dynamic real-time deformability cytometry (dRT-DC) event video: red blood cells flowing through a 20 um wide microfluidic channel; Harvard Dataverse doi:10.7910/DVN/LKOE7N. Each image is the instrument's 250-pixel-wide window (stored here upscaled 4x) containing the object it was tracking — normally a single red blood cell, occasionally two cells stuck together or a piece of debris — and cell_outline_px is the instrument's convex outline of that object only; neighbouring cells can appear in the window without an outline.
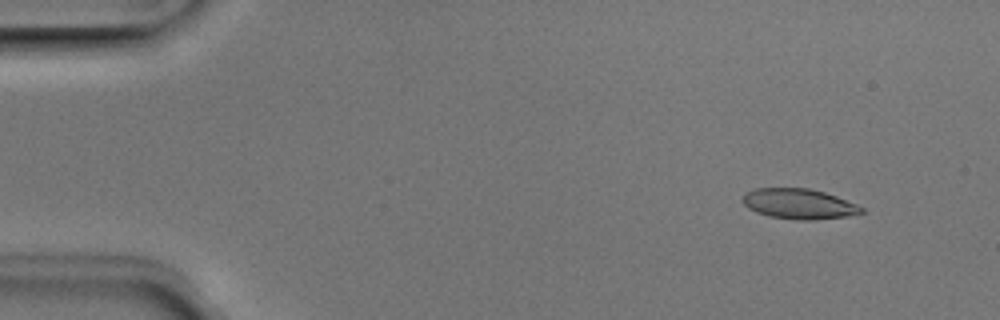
{"species": "Egyptian fruit bat (a non-hibernating species)", "species_latin": "Rousettus aegyptiacus", "temperature_condition": "room temperature", "stored_images_in_passage": 51, "camera_frame_rate_fps": 3000, "um_per_image_px": 0.085, "animal": {"sex": "male"}, "frame": {"image": 1, "passage_image": 5, "time_ms": 1.333, "image_size_px": [1000, 320], "cell_outline_px": [[864, 212], [848, 216], [816, 220], [796, 220], [768, 216], [756, 212], [748, 208], [740, 200], [744, 192], [756, 188], [808, 188], [824, 192], [836, 196], [856, 204], [864, 208]], "centroid_in_image_um": [67.87, 17.33], "position_along_channel_um": 17.1, "area_um2": 21.15}}
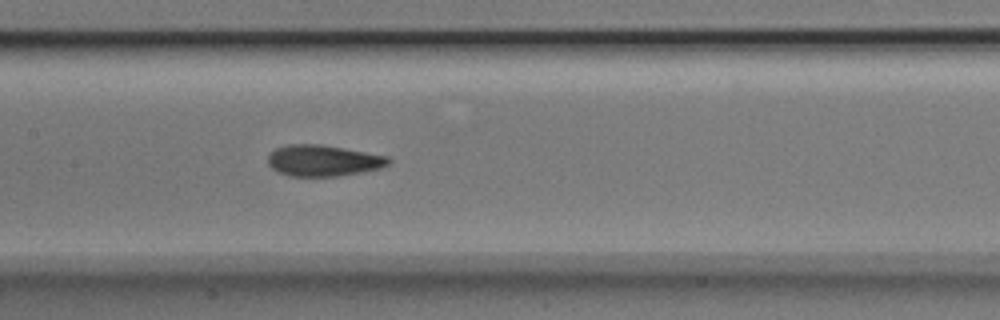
{"frame": {"image": 2, "passage_image": 25, "time_ms": 8.0, "image_size_px": [1000, 320], "cell_outline_px": [[392, 160], [388, 164], [380, 168], [340, 176], [288, 176], [272, 168], [268, 164], [268, 156], [276, 148], [288, 144], [320, 144], [344, 148], [388, 156]], "centroid_in_image_um": [27.47, 13.65], "position_along_channel_um": 179.9, "area_um2": 21.85}}
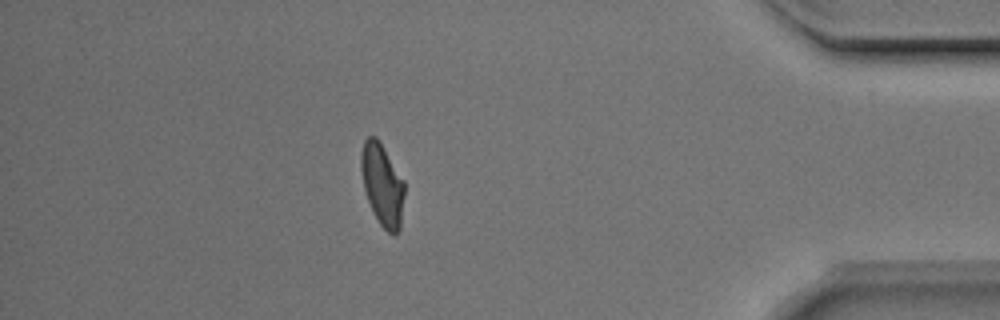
{"frame": {"image": 3, "passage_image": 45, "time_ms": 14.667, "image_size_px": [1000, 320], "cell_outline_px": [[404, 196], [400, 228], [396, 236], [388, 232], [380, 224], [368, 200], [364, 188], [360, 168], [360, 156], [364, 140], [368, 136], [376, 136], [404, 180]], "centroid_in_image_um": [32.49, 15.69], "position_along_channel_um": 402.7, "area_um2": 20.58}, "authors_computed_cell_mechanics": {"area_um2": 21.6172, "velocity_mm_per_s": 3.9708, "shape_relaxation_time_tau1_ms": 2.5574, "shape_relaxation_time_tau2_ms": 1.3115, "deformation_change_tau1": 0.1639, "deformation_change_tau2": 0.0909}}